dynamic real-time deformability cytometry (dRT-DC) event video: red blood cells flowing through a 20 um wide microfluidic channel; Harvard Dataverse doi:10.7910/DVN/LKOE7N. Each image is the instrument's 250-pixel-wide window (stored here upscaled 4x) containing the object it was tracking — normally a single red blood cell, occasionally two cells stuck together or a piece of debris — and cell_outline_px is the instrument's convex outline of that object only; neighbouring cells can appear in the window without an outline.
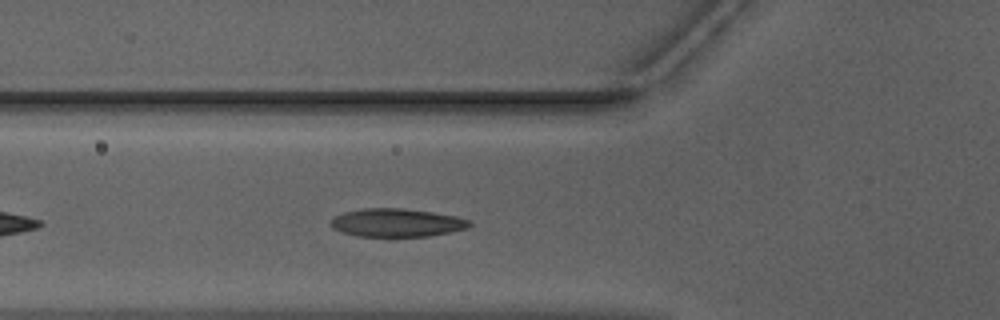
{"species": "Egyptian fruit bat (a non-hibernating species)", "species_latin": "Rousettus aegyptiacus", "temperature_condition": "warm", "stored_images_in_passage": 25, "camera_frame_rate_fps": 3000, "um_per_image_px": 0.085, "animal": {"sex": "male"}, "frame": {"image": 1, "passage_image": 6, "time_ms": 1.667, "image_size_px": [1000, 320], "cell_outline_px": [[472, 224], [468, 228], [428, 236], [356, 236], [340, 232], [332, 228], [328, 224], [332, 216], [344, 212], [364, 208], [400, 208], [432, 212], [456, 216], [468, 220]], "centroid_in_image_um": [33.64, 18.92], "position_along_channel_um": 92.2, "area_um2": 22.89}}
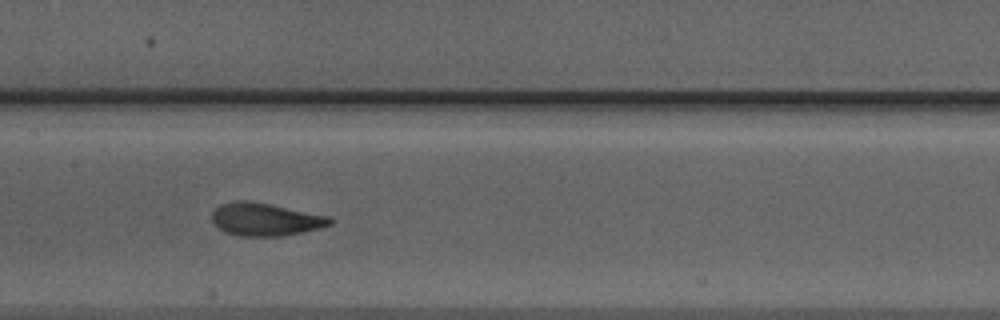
{"frame": {"image": 2, "passage_image": 13, "time_ms": 4.0, "image_size_px": [1000, 320], "cell_outline_px": [[332, 224], [320, 228], [280, 236], [240, 236], [224, 232], [212, 220], [212, 212], [220, 204], [240, 200], [248, 200], [328, 216], [332, 220]], "centroid_in_image_um": [22.52, 18.65], "position_along_channel_um": 184.9, "area_um2": 22.2}}
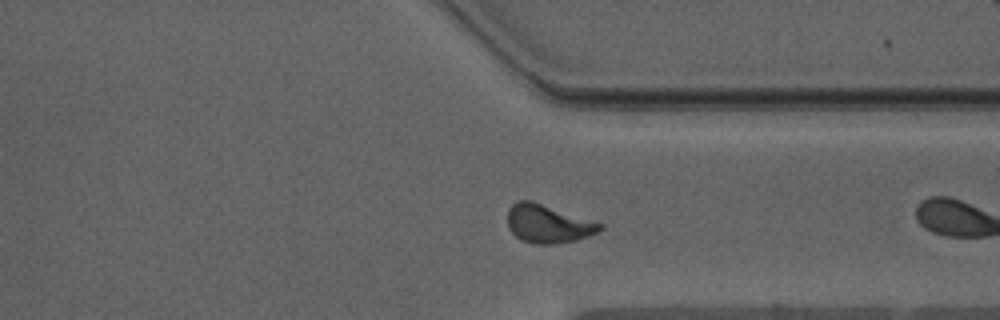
{"frame": {"image": 3, "passage_image": 24, "time_ms": 7.667, "image_size_px": [1000, 320], "cell_outline_px": [[604, 228], [588, 236], [576, 240], [556, 244], [536, 244], [520, 240], [508, 228], [508, 208], [516, 200], [532, 200], [604, 224]], "centroid_in_image_um": [46.57, 19.01], "position_along_channel_um": 364.8, "area_um2": 20.75}}